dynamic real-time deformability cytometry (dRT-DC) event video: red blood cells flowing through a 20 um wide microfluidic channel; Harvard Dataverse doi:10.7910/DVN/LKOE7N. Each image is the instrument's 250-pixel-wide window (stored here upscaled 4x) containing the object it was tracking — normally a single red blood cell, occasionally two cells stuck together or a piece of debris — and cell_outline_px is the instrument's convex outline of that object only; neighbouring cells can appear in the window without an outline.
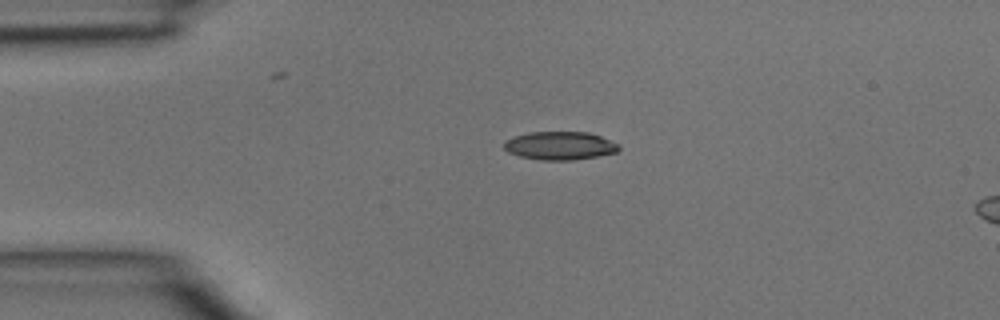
{"species": "common noctule bat (a hibernating species)", "species_latin": "Nyctalus noctula", "temperature_condition": "room temperature", "stored_images_in_passage": 2, "camera_frame_rate_fps": 3000, "um_per_image_px": 0.085, "animal": {"sex": "male", "body_mass_g": 15.6}, "frame": {"image": 1, "passage_image": 1, "time_ms": 0.0, "image_size_px": [1000, 320], "cell_outline_px": [[620, 148], [616, 152], [596, 156], [572, 160], [540, 160], [520, 156], [508, 152], [504, 148], [504, 140], [528, 132], [588, 132], [600, 136], [620, 144]], "centroid_in_image_um": [47.58, 12.38], "position_along_channel_um": 37.4, "area_um2": 18.84}}